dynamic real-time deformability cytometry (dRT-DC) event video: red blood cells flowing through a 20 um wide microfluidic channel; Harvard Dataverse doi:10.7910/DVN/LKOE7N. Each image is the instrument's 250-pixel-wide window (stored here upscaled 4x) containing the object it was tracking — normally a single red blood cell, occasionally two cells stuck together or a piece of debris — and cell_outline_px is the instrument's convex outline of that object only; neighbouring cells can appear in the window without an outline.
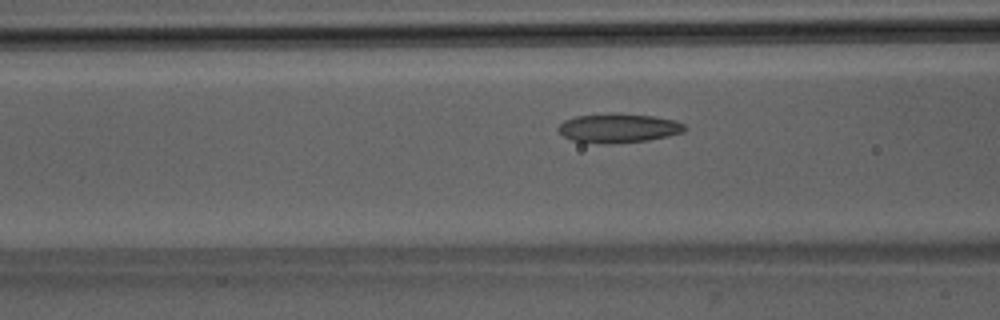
{"species": "Egyptian fruit bat (a non-hibernating species)", "species_latin": "Rousettus aegyptiacus", "temperature_condition": "room temperature", "stored_images_in_passage": 37, "camera_frame_rate_fps": 3000, "um_per_image_px": 0.085, "animal": {"sex": "male"}, "frame": {"image": 1, "passage_image": 12, "time_ms": 3.667, "image_size_px": [1000, 320], "cell_outline_px": [[688, 128], [684, 132], [668, 136], [648, 140], [604, 144], [572, 140], [564, 136], [556, 128], [564, 120], [576, 116], [652, 116], [676, 120], [684, 124]], "centroid_in_image_um": [52.6, 10.93], "position_along_channel_um": 114.0, "area_um2": 20.52}}
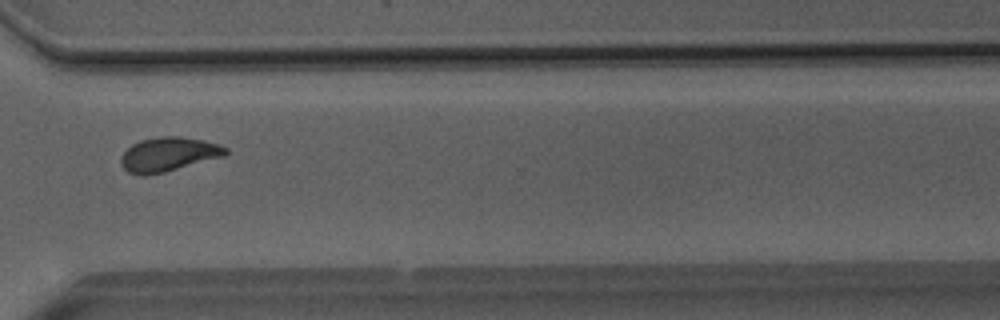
{"frame": {"image": 2, "passage_image": 30, "time_ms": 9.667, "image_size_px": [1000, 320], "cell_outline_px": [[228, 152], [224, 156], [164, 172], [144, 176], [140, 176], [128, 172], [120, 164], [120, 156], [132, 144], [140, 140], [160, 136], [180, 136], [204, 140], [220, 144], [228, 148]], "centroid_in_image_um": [14.31, 13.11], "position_along_channel_um": 356.3, "area_um2": 20.98}}
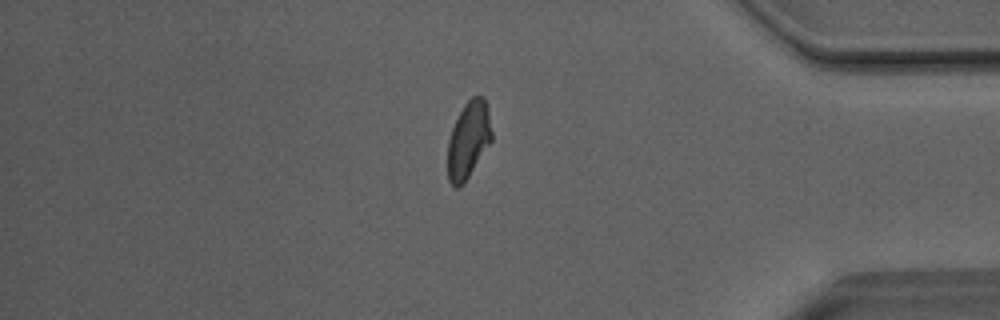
{"frame": {"image": 3, "passage_image": 35, "time_ms": 11.333, "image_size_px": [1000, 320], "cell_outline_px": [[492, 140], [464, 184], [460, 188], [456, 188], [448, 180], [448, 140], [452, 128], [464, 104], [472, 96], [484, 96], [488, 108], [492, 132]], "centroid_in_image_um": [39.82, 11.9], "position_along_channel_um": 395.4, "area_um2": 19.77}}